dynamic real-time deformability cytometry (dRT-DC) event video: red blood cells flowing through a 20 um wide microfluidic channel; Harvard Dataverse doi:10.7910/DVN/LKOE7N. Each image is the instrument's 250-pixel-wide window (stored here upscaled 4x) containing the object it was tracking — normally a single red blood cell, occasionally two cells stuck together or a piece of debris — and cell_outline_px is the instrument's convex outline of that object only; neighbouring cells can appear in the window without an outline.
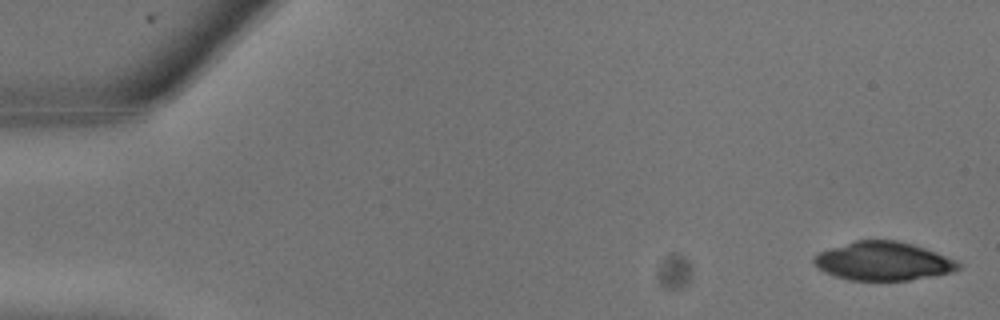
{"species": "common noctule bat (a hibernating species)", "species_latin": "Nyctalus noctula", "temperature_condition": "warm", "stored_images_in_passage": 9, "camera_frame_rate_fps": 3000, "um_per_image_px": 0.085, "animal": {"sex": "male", "body_mass_g": 13.3}, "frame": {"image": 1, "passage_image": 1, "time_ms": 0.0, "image_size_px": [1000, 320], "cell_outline_px": [[960, 268], [952, 272], [908, 280], [848, 280], [824, 272], [812, 260], [820, 252], [856, 240], [896, 240], [912, 244], [936, 252], [956, 260], [960, 264]], "centroid_in_image_um": [75.09, 22.2], "position_along_channel_um": 9.9, "area_um2": 31.96}}